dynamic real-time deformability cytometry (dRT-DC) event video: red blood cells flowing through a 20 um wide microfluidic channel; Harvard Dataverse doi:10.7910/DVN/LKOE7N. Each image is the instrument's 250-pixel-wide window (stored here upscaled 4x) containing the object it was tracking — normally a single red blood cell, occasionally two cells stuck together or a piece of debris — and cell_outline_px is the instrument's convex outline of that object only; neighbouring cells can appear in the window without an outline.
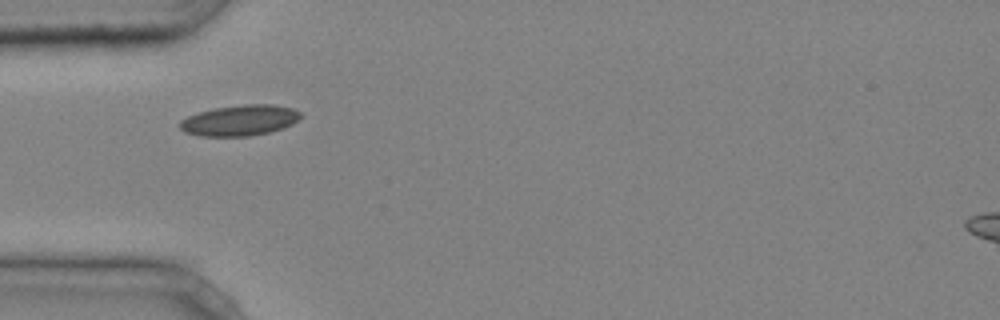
{"species": "common noctule bat (a hibernating species)", "species_latin": "Nyctalus noctula", "temperature_condition": "cold", "stored_images_in_passage": 27, "camera_frame_rate_fps": 3000, "um_per_image_px": 0.085, "animal": {"sex": "male", "body_mass_g": 20.4}, "frame": {"image": 1, "passage_image": 1, "time_ms": 0.0, "image_size_px": [1000, 320], "cell_outline_px": [[304, 116], [292, 124], [284, 128], [268, 132], [248, 136], [200, 136], [184, 132], [180, 128], [180, 120], [188, 116], [200, 112], [216, 108], [244, 104], [272, 104], [292, 108], [300, 112]], "centroid_in_image_um": [20.41, 10.23], "position_along_channel_um": 64.6, "area_um2": 21.62}}
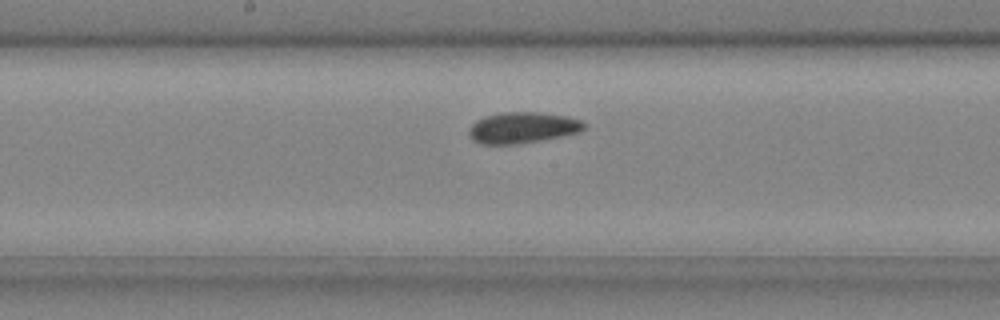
{"frame": {"image": 2, "passage_image": 11, "time_ms": 3.333, "image_size_px": [1000, 320], "cell_outline_px": [[588, 128], [580, 132], [540, 140], [516, 144], [480, 144], [472, 140], [468, 132], [472, 124], [476, 120], [484, 116], [500, 112], [540, 112], [568, 116], [580, 120], [588, 124]], "centroid_in_image_um": [44.44, 10.84], "position_along_channel_um": 203.8, "area_um2": 21.1}}
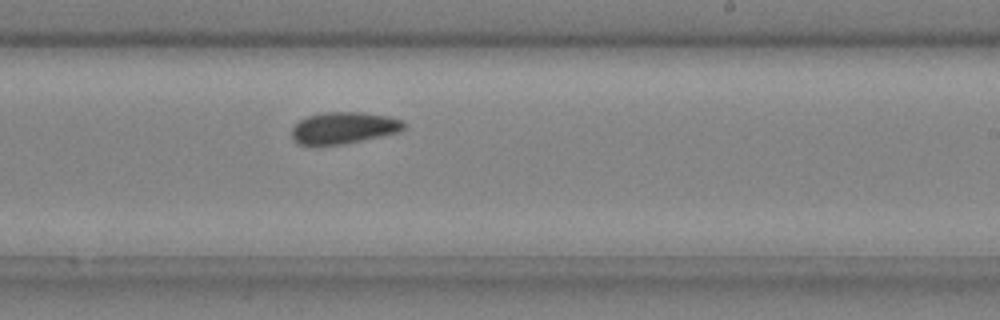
{"frame": {"image": 3, "passage_image": 15, "time_ms": 4.667, "image_size_px": [1000, 320], "cell_outline_px": [[404, 128], [396, 132], [360, 140], [340, 144], [300, 144], [292, 136], [292, 128], [300, 120], [308, 116], [320, 112], [364, 112], [388, 116], [404, 120]], "centroid_in_image_um": [29.21, 10.83], "position_along_channel_um": 259.8, "area_um2": 20.23}, "authors_computed_cell_mechanics": {"area_um2": 20.808, "velocity_mm_per_s": 4.211, "shape_relaxation_time_tau1_ms": null, "shape_relaxation_time_tau2_ms": 2.568, "deformation_change_tau1": null, "deformation_change_tau2": 0.0638}}